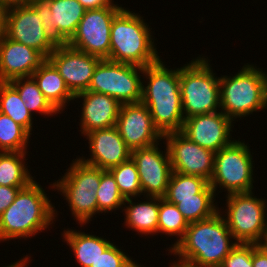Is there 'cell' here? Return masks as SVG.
I'll use <instances>...</instances> for the list:
<instances>
[{"label":"cell","mask_w":267,"mask_h":267,"mask_svg":"<svg viewBox=\"0 0 267 267\" xmlns=\"http://www.w3.org/2000/svg\"><path fill=\"white\" fill-rule=\"evenodd\" d=\"M237 243L217 212L208 219L189 223L183 238L167 255L178 257L172 264L180 267H220Z\"/></svg>","instance_id":"6da1fadb"},{"label":"cell","mask_w":267,"mask_h":267,"mask_svg":"<svg viewBox=\"0 0 267 267\" xmlns=\"http://www.w3.org/2000/svg\"><path fill=\"white\" fill-rule=\"evenodd\" d=\"M162 60L144 67L141 102L147 106L155 127L164 135L181 132L185 118L180 91V67L169 69L170 66L167 67Z\"/></svg>","instance_id":"7a4b0ae2"},{"label":"cell","mask_w":267,"mask_h":267,"mask_svg":"<svg viewBox=\"0 0 267 267\" xmlns=\"http://www.w3.org/2000/svg\"><path fill=\"white\" fill-rule=\"evenodd\" d=\"M39 183L35 179L20 189L13 203L0 215V243L36 237L57 221L58 211Z\"/></svg>","instance_id":"3957f363"},{"label":"cell","mask_w":267,"mask_h":267,"mask_svg":"<svg viewBox=\"0 0 267 267\" xmlns=\"http://www.w3.org/2000/svg\"><path fill=\"white\" fill-rule=\"evenodd\" d=\"M143 18L126 7L113 18L109 60L144 68L161 59L155 44L157 38L153 36L155 31Z\"/></svg>","instance_id":"277c9868"},{"label":"cell","mask_w":267,"mask_h":267,"mask_svg":"<svg viewBox=\"0 0 267 267\" xmlns=\"http://www.w3.org/2000/svg\"><path fill=\"white\" fill-rule=\"evenodd\" d=\"M220 110L238 121L267 109V72L256 64L244 63L234 75H220ZM238 118V119H237ZM237 119V120H235Z\"/></svg>","instance_id":"5b68a950"},{"label":"cell","mask_w":267,"mask_h":267,"mask_svg":"<svg viewBox=\"0 0 267 267\" xmlns=\"http://www.w3.org/2000/svg\"><path fill=\"white\" fill-rule=\"evenodd\" d=\"M100 182L101 169L82 162L77 156L64 175L48 187L63 196L73 220L84 227L98 214L96 191Z\"/></svg>","instance_id":"8992f818"},{"label":"cell","mask_w":267,"mask_h":267,"mask_svg":"<svg viewBox=\"0 0 267 267\" xmlns=\"http://www.w3.org/2000/svg\"><path fill=\"white\" fill-rule=\"evenodd\" d=\"M201 56L192 58L180 67V91L185 119L220 111L219 77L213 72L211 60Z\"/></svg>","instance_id":"52a82bcc"},{"label":"cell","mask_w":267,"mask_h":267,"mask_svg":"<svg viewBox=\"0 0 267 267\" xmlns=\"http://www.w3.org/2000/svg\"><path fill=\"white\" fill-rule=\"evenodd\" d=\"M249 145L239 138L215 153L214 169L209 185L216 195L223 190L226 195L254 191L255 163L252 156L254 153L250 151Z\"/></svg>","instance_id":"ba28073f"},{"label":"cell","mask_w":267,"mask_h":267,"mask_svg":"<svg viewBox=\"0 0 267 267\" xmlns=\"http://www.w3.org/2000/svg\"><path fill=\"white\" fill-rule=\"evenodd\" d=\"M225 210L218 212L223 216L238 243L260 244L267 236V200L257 198L254 191L225 195Z\"/></svg>","instance_id":"9c48e42d"},{"label":"cell","mask_w":267,"mask_h":267,"mask_svg":"<svg viewBox=\"0 0 267 267\" xmlns=\"http://www.w3.org/2000/svg\"><path fill=\"white\" fill-rule=\"evenodd\" d=\"M143 67L101 59L87 91L113 97L121 104L141 102Z\"/></svg>","instance_id":"30bf717a"},{"label":"cell","mask_w":267,"mask_h":267,"mask_svg":"<svg viewBox=\"0 0 267 267\" xmlns=\"http://www.w3.org/2000/svg\"><path fill=\"white\" fill-rule=\"evenodd\" d=\"M114 2L100 9L86 10L70 47L101 59H109L110 32L113 18L124 8Z\"/></svg>","instance_id":"8fae6325"},{"label":"cell","mask_w":267,"mask_h":267,"mask_svg":"<svg viewBox=\"0 0 267 267\" xmlns=\"http://www.w3.org/2000/svg\"><path fill=\"white\" fill-rule=\"evenodd\" d=\"M41 15L28 3L10 6L6 14L5 36L41 52L46 58L57 41L44 29Z\"/></svg>","instance_id":"7c38bea8"},{"label":"cell","mask_w":267,"mask_h":267,"mask_svg":"<svg viewBox=\"0 0 267 267\" xmlns=\"http://www.w3.org/2000/svg\"><path fill=\"white\" fill-rule=\"evenodd\" d=\"M163 148L158 142L146 148H137L131 151V158L138 170L139 181L143 196L163 198L166 194L169 180L173 172L169 152L165 141Z\"/></svg>","instance_id":"4fadbf2b"},{"label":"cell","mask_w":267,"mask_h":267,"mask_svg":"<svg viewBox=\"0 0 267 267\" xmlns=\"http://www.w3.org/2000/svg\"><path fill=\"white\" fill-rule=\"evenodd\" d=\"M173 172L203 177L210 181L215 153L190 141L181 132L163 135Z\"/></svg>","instance_id":"5bb4252c"},{"label":"cell","mask_w":267,"mask_h":267,"mask_svg":"<svg viewBox=\"0 0 267 267\" xmlns=\"http://www.w3.org/2000/svg\"><path fill=\"white\" fill-rule=\"evenodd\" d=\"M41 15L44 29L58 44L75 35L86 9L78 0H34L28 2Z\"/></svg>","instance_id":"9a60e30c"},{"label":"cell","mask_w":267,"mask_h":267,"mask_svg":"<svg viewBox=\"0 0 267 267\" xmlns=\"http://www.w3.org/2000/svg\"><path fill=\"white\" fill-rule=\"evenodd\" d=\"M234 121L221 110L184 119L181 133L190 141L214 153L231 144Z\"/></svg>","instance_id":"2e32d148"},{"label":"cell","mask_w":267,"mask_h":267,"mask_svg":"<svg viewBox=\"0 0 267 267\" xmlns=\"http://www.w3.org/2000/svg\"><path fill=\"white\" fill-rule=\"evenodd\" d=\"M47 59L74 96L88 90L94 70L101 61V58L74 49L68 44H58Z\"/></svg>","instance_id":"e0dca14e"},{"label":"cell","mask_w":267,"mask_h":267,"mask_svg":"<svg viewBox=\"0 0 267 267\" xmlns=\"http://www.w3.org/2000/svg\"><path fill=\"white\" fill-rule=\"evenodd\" d=\"M116 127L126 145L132 150L146 148L163 140L151 114L142 102L121 105Z\"/></svg>","instance_id":"ac0fdd59"},{"label":"cell","mask_w":267,"mask_h":267,"mask_svg":"<svg viewBox=\"0 0 267 267\" xmlns=\"http://www.w3.org/2000/svg\"><path fill=\"white\" fill-rule=\"evenodd\" d=\"M88 140L89 157L78 158L91 166L109 170L131 158V149L120 136L116 126L106 129H96L84 135Z\"/></svg>","instance_id":"d6986e66"},{"label":"cell","mask_w":267,"mask_h":267,"mask_svg":"<svg viewBox=\"0 0 267 267\" xmlns=\"http://www.w3.org/2000/svg\"><path fill=\"white\" fill-rule=\"evenodd\" d=\"M76 99V100H75ZM80 99L79 126L81 136L96 129H106L116 126L121 103L111 96L92 91H84L74 96ZM82 100V101H81ZM82 105V106H81Z\"/></svg>","instance_id":"ffe728a7"},{"label":"cell","mask_w":267,"mask_h":267,"mask_svg":"<svg viewBox=\"0 0 267 267\" xmlns=\"http://www.w3.org/2000/svg\"><path fill=\"white\" fill-rule=\"evenodd\" d=\"M46 60L41 52L4 36L0 40V82L31 77Z\"/></svg>","instance_id":"44dd1931"},{"label":"cell","mask_w":267,"mask_h":267,"mask_svg":"<svg viewBox=\"0 0 267 267\" xmlns=\"http://www.w3.org/2000/svg\"><path fill=\"white\" fill-rule=\"evenodd\" d=\"M138 198L125 199L122 210L125 215L123 225L129 230L138 232L141 237L157 236L160 197L143 196L142 200L146 199L143 202ZM133 199L134 201L137 199L138 202H134Z\"/></svg>","instance_id":"7402d4cb"},{"label":"cell","mask_w":267,"mask_h":267,"mask_svg":"<svg viewBox=\"0 0 267 267\" xmlns=\"http://www.w3.org/2000/svg\"><path fill=\"white\" fill-rule=\"evenodd\" d=\"M62 242H65L80 267H91L99 256L113 243L111 240L97 236L92 233H85L81 230L65 228L61 232Z\"/></svg>","instance_id":"603a6c76"},{"label":"cell","mask_w":267,"mask_h":267,"mask_svg":"<svg viewBox=\"0 0 267 267\" xmlns=\"http://www.w3.org/2000/svg\"><path fill=\"white\" fill-rule=\"evenodd\" d=\"M31 77L49 103L61 114L68 104L74 101V95L67 87L54 65L47 59Z\"/></svg>","instance_id":"cb8c5ba5"},{"label":"cell","mask_w":267,"mask_h":267,"mask_svg":"<svg viewBox=\"0 0 267 267\" xmlns=\"http://www.w3.org/2000/svg\"><path fill=\"white\" fill-rule=\"evenodd\" d=\"M216 196L215 191L208 184L199 194H197V198L165 200L176 205L189 224L208 219L218 212L219 204L215 201Z\"/></svg>","instance_id":"d4e9b609"},{"label":"cell","mask_w":267,"mask_h":267,"mask_svg":"<svg viewBox=\"0 0 267 267\" xmlns=\"http://www.w3.org/2000/svg\"><path fill=\"white\" fill-rule=\"evenodd\" d=\"M28 152H0V185L26 187L35 180L26 157ZM27 158V159H26ZM31 173V174H30Z\"/></svg>","instance_id":"484cf974"},{"label":"cell","mask_w":267,"mask_h":267,"mask_svg":"<svg viewBox=\"0 0 267 267\" xmlns=\"http://www.w3.org/2000/svg\"><path fill=\"white\" fill-rule=\"evenodd\" d=\"M0 112L21 125L30 135L33 134V115L9 82H0Z\"/></svg>","instance_id":"4316f807"},{"label":"cell","mask_w":267,"mask_h":267,"mask_svg":"<svg viewBox=\"0 0 267 267\" xmlns=\"http://www.w3.org/2000/svg\"><path fill=\"white\" fill-rule=\"evenodd\" d=\"M9 83L18 91L21 100L33 116L35 112L36 114L44 115V117L60 114L49 103L32 77L16 78L9 81Z\"/></svg>","instance_id":"83f0119b"},{"label":"cell","mask_w":267,"mask_h":267,"mask_svg":"<svg viewBox=\"0 0 267 267\" xmlns=\"http://www.w3.org/2000/svg\"><path fill=\"white\" fill-rule=\"evenodd\" d=\"M188 222L178 210L177 206L160 198L157 235L163 234L167 237H175V242L168 247L170 251L184 236ZM177 240V241H176Z\"/></svg>","instance_id":"f1b7e54d"},{"label":"cell","mask_w":267,"mask_h":267,"mask_svg":"<svg viewBox=\"0 0 267 267\" xmlns=\"http://www.w3.org/2000/svg\"><path fill=\"white\" fill-rule=\"evenodd\" d=\"M30 137L21 125L0 112V152H29Z\"/></svg>","instance_id":"f546056e"},{"label":"cell","mask_w":267,"mask_h":267,"mask_svg":"<svg viewBox=\"0 0 267 267\" xmlns=\"http://www.w3.org/2000/svg\"><path fill=\"white\" fill-rule=\"evenodd\" d=\"M96 196L99 215L100 213H116L117 210H123L125 199L109 170L101 169V182L96 191Z\"/></svg>","instance_id":"4dcf8cb0"},{"label":"cell","mask_w":267,"mask_h":267,"mask_svg":"<svg viewBox=\"0 0 267 267\" xmlns=\"http://www.w3.org/2000/svg\"><path fill=\"white\" fill-rule=\"evenodd\" d=\"M209 181L203 177L172 172L166 194L163 199L197 198Z\"/></svg>","instance_id":"1f68e13d"},{"label":"cell","mask_w":267,"mask_h":267,"mask_svg":"<svg viewBox=\"0 0 267 267\" xmlns=\"http://www.w3.org/2000/svg\"><path fill=\"white\" fill-rule=\"evenodd\" d=\"M124 199L137 198L143 195L135 162L129 160L109 169Z\"/></svg>","instance_id":"d6a6232c"},{"label":"cell","mask_w":267,"mask_h":267,"mask_svg":"<svg viewBox=\"0 0 267 267\" xmlns=\"http://www.w3.org/2000/svg\"><path fill=\"white\" fill-rule=\"evenodd\" d=\"M123 251L125 250L113 242L91 267H146Z\"/></svg>","instance_id":"836d02e7"},{"label":"cell","mask_w":267,"mask_h":267,"mask_svg":"<svg viewBox=\"0 0 267 267\" xmlns=\"http://www.w3.org/2000/svg\"><path fill=\"white\" fill-rule=\"evenodd\" d=\"M220 267H253L252 243H237Z\"/></svg>","instance_id":"e575fe53"},{"label":"cell","mask_w":267,"mask_h":267,"mask_svg":"<svg viewBox=\"0 0 267 267\" xmlns=\"http://www.w3.org/2000/svg\"><path fill=\"white\" fill-rule=\"evenodd\" d=\"M24 187L0 185V215L13 203L19 190Z\"/></svg>","instance_id":"d590c367"},{"label":"cell","mask_w":267,"mask_h":267,"mask_svg":"<svg viewBox=\"0 0 267 267\" xmlns=\"http://www.w3.org/2000/svg\"><path fill=\"white\" fill-rule=\"evenodd\" d=\"M253 267H267V252L256 243H252Z\"/></svg>","instance_id":"8d00e7d4"},{"label":"cell","mask_w":267,"mask_h":267,"mask_svg":"<svg viewBox=\"0 0 267 267\" xmlns=\"http://www.w3.org/2000/svg\"><path fill=\"white\" fill-rule=\"evenodd\" d=\"M86 10L100 9L111 5L114 0H78Z\"/></svg>","instance_id":"74e56055"},{"label":"cell","mask_w":267,"mask_h":267,"mask_svg":"<svg viewBox=\"0 0 267 267\" xmlns=\"http://www.w3.org/2000/svg\"><path fill=\"white\" fill-rule=\"evenodd\" d=\"M7 9L8 7L0 5V40L5 36Z\"/></svg>","instance_id":"f35d334b"},{"label":"cell","mask_w":267,"mask_h":267,"mask_svg":"<svg viewBox=\"0 0 267 267\" xmlns=\"http://www.w3.org/2000/svg\"><path fill=\"white\" fill-rule=\"evenodd\" d=\"M30 258H31L30 254L29 255L27 254L25 257L23 256V258L21 257L19 260L15 261V262L7 265V266L4 265L3 267H28L30 262L32 261V259H30Z\"/></svg>","instance_id":"ab89813d"},{"label":"cell","mask_w":267,"mask_h":267,"mask_svg":"<svg viewBox=\"0 0 267 267\" xmlns=\"http://www.w3.org/2000/svg\"><path fill=\"white\" fill-rule=\"evenodd\" d=\"M27 2V0H0V5L10 7Z\"/></svg>","instance_id":"60d3db41"},{"label":"cell","mask_w":267,"mask_h":267,"mask_svg":"<svg viewBox=\"0 0 267 267\" xmlns=\"http://www.w3.org/2000/svg\"><path fill=\"white\" fill-rule=\"evenodd\" d=\"M267 252V236L259 244Z\"/></svg>","instance_id":"b9f144b4"},{"label":"cell","mask_w":267,"mask_h":267,"mask_svg":"<svg viewBox=\"0 0 267 267\" xmlns=\"http://www.w3.org/2000/svg\"><path fill=\"white\" fill-rule=\"evenodd\" d=\"M169 267H180V266H176V265H173L172 263H169Z\"/></svg>","instance_id":"7bdbcfd3"}]
</instances>
